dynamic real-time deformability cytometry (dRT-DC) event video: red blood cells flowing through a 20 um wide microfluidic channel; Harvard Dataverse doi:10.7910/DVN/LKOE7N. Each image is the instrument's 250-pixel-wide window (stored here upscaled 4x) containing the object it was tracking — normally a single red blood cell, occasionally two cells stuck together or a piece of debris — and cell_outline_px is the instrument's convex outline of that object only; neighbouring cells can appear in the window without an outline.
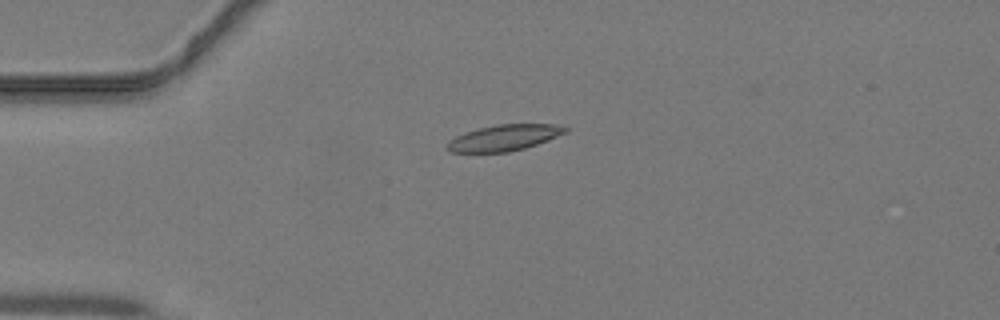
{"species": "common noctule bat (a hibernating species)", "species_latin": "Nyctalus noctula", "temperature_condition": "warm", "stored_images_in_passage": 44, "camera_frame_rate_fps": 3000, "um_per_image_px": 0.085, "animal": {"sex": "male", "body_mass_g": 19.2, "forearm_length_mm": 51.8}, "frame": {"image": 1, "passage_image": 11, "time_ms": 3.333, "image_size_px": [1000, 320], "cell_outline_px": [[568, 132], [548, 140], [524, 148], [508, 152], [452, 152], [444, 148], [456, 136], [480, 128], [496, 124], [556, 124], [568, 128]], "centroid_in_image_um": [42.89, 11.7], "position_along_channel_um": 42.1, "area_um2": 17.69}}
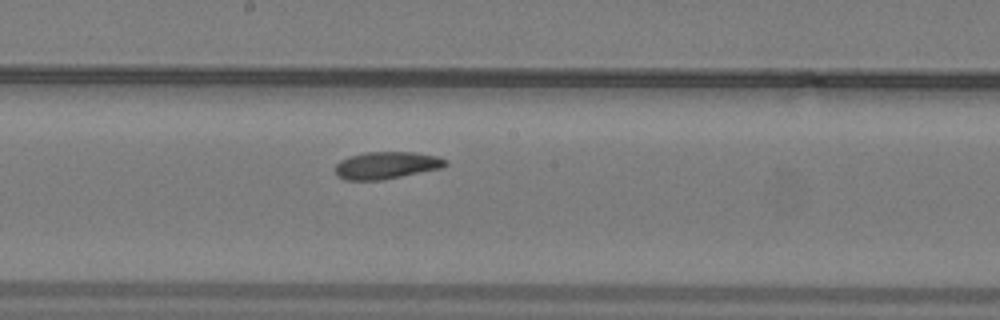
{"frame": {"image": 2, "passage_image": 24, "time_ms": 7.667, "image_size_px": [1000, 320], "cell_outline_px": [[448, 164], [440, 168], [380, 180], [344, 180], [336, 176], [336, 164], [340, 160], [348, 156], [364, 152], [412, 152], [436, 156], [448, 160]], "centroid_in_image_um": [32.8, 14.04], "position_along_channel_um": 215.4, "area_um2": 17.4}}
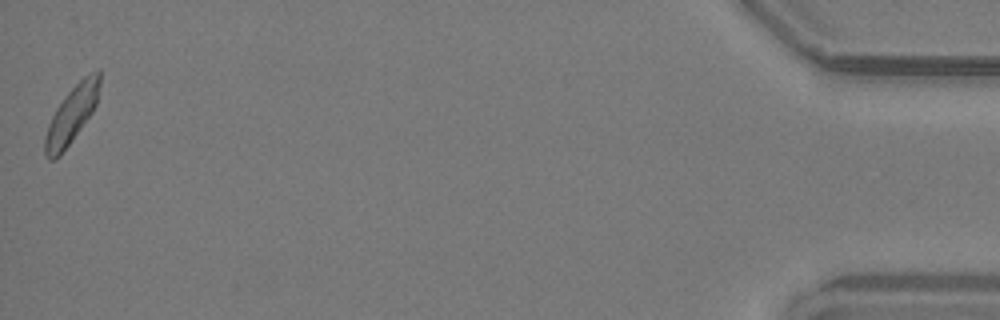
{"frame": {"image": 3, "passage_image": 44, "time_ms": 14.333, "image_size_px": [1000, 320], "cell_outline_px": [[100, 84], [96, 104], [92, 112], [60, 156], [52, 160], [48, 160], [44, 156], [44, 136], [48, 124], [56, 108], [64, 96], [84, 76], [100, 68]], "centroid_in_image_um": [6.06, 9.76], "position_along_channel_um": 429.1, "area_um2": 18.03}}